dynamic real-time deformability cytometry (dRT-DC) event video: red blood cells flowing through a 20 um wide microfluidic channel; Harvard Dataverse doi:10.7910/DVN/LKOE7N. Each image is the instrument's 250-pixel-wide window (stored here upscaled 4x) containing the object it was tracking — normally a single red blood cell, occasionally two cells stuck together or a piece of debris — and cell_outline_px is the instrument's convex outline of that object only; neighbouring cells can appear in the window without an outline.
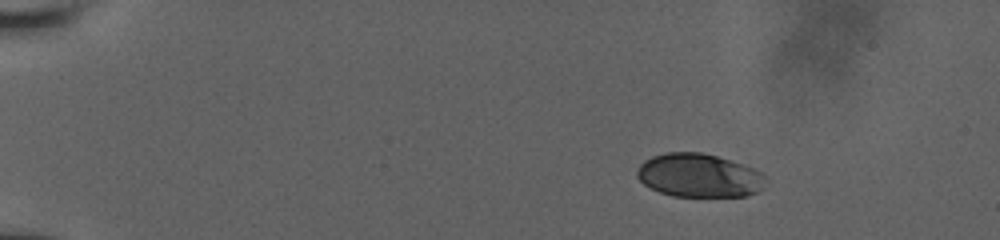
{"species": "human", "species_latin": "Homo sapiens", "temperature_condition": "room temperature", "stored_images_in_passage": 49, "camera_frame_rate_fps": 3000, "um_per_image_px": 0.085, "donor": {"sex": "male"}, "frame": {"image": 1, "passage_image": 1, "time_ms": 0.0, "image_size_px": [1000, 240], "cell_outline_px": [[764, 176], [760, 188], [756, 192], [748, 196], [672, 196], [660, 192], [644, 184], [636, 176], [636, 172], [640, 164], [644, 160], [652, 156], [668, 152], [700, 152], [716, 156], [752, 168], [760, 172]], "centroid_in_image_um": [59.35, 14.91], "position_along_channel_um": 25.7, "area_um2": 32.14}}
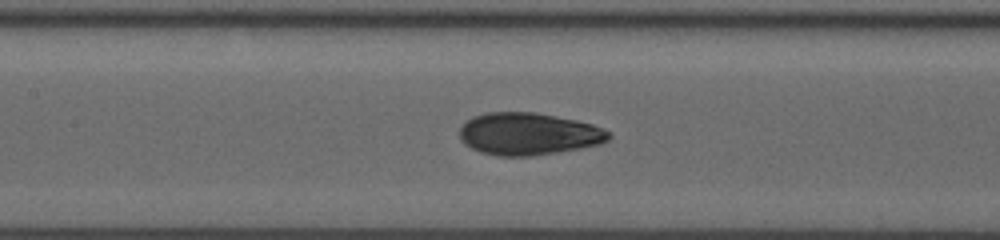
{"frame": {"image": 2, "passage_image": 28, "time_ms": 6.333, "image_size_px": [1000, 240], "cell_outline_px": [[612, 136], [608, 140], [600, 144], [580, 148], [532, 156], [496, 156], [480, 152], [464, 144], [460, 140], [460, 128], [464, 120], [472, 116], [484, 112], [536, 112], [576, 120], [592, 124], [608, 132]], "centroid_in_image_um": [44.86, 11.37], "position_along_channel_um": 162.5, "area_um2": 36.93}}
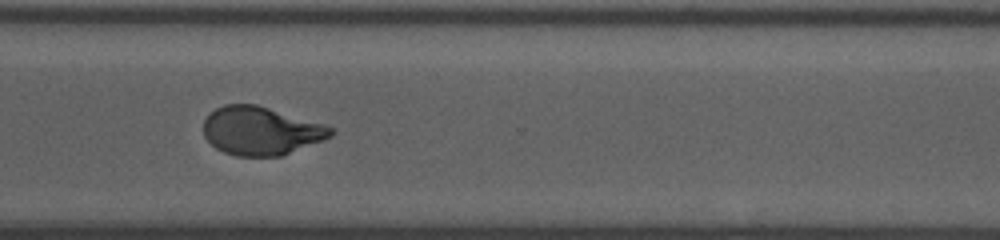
{"frame": {"image": 3, "passage_image": 48, "time_ms": 11.0, "image_size_px": [1000, 240], "cell_outline_px": [[336, 132], [332, 136], [324, 140], [280, 156], [236, 156], [224, 152], [216, 148], [204, 136], [204, 120], [216, 108], [224, 104], [256, 104], [324, 124], [332, 128]], "centroid_in_image_um": [22.19, 11.12], "position_along_channel_um": 348.4, "area_um2": 35.72}}